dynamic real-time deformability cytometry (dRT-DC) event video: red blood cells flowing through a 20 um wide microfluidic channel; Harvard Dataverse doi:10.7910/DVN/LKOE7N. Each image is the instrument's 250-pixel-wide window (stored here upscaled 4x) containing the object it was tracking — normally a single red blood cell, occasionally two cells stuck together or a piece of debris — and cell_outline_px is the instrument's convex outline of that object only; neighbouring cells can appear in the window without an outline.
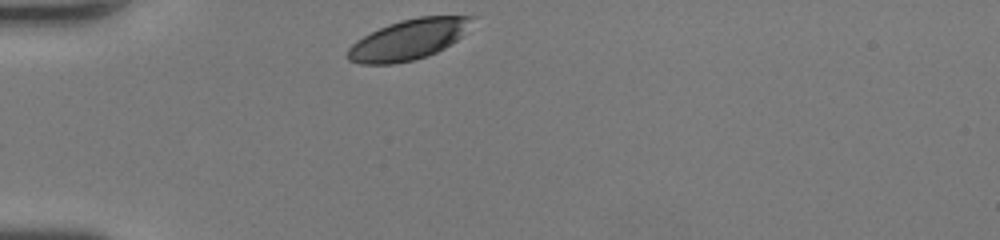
{"species": "human", "species_latin": "Homo sapiens", "temperature_condition": "room temperature", "stored_images_in_passage": 27, "camera_frame_rate_fps": 3000, "um_per_image_px": 0.085, "donor": {"sex": "female"}, "frame": {"image": 1, "passage_image": 1, "time_ms": 0.0, "image_size_px": [1000, 240], "cell_outline_px": [[476, 16], [460, 36], [456, 40], [444, 48], [436, 52], [412, 60], [392, 64], [360, 64], [348, 60], [348, 48], [356, 40], [388, 24], [400, 20], [420, 16]], "centroid_in_image_um": [34.68, 3.36], "position_along_channel_um": 50.3, "area_um2": 28.73}}
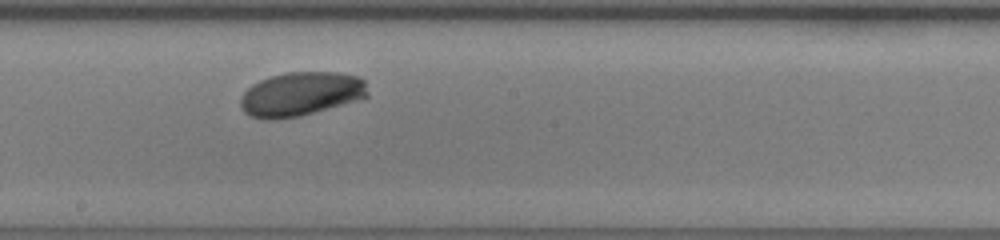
{"frame": {"image": 2, "passage_image": 15, "time_ms": 4.667, "image_size_px": [1000, 240], "cell_outline_px": [[368, 96], [356, 100], [300, 116], [272, 120], [264, 120], [248, 116], [240, 108], [240, 96], [252, 84], [260, 80], [272, 76], [288, 72], [340, 72], [360, 76], [364, 80], [368, 92]], "centroid_in_image_um": [25.54, 7.99], "position_along_channel_um": 222.7, "area_um2": 32.77}}
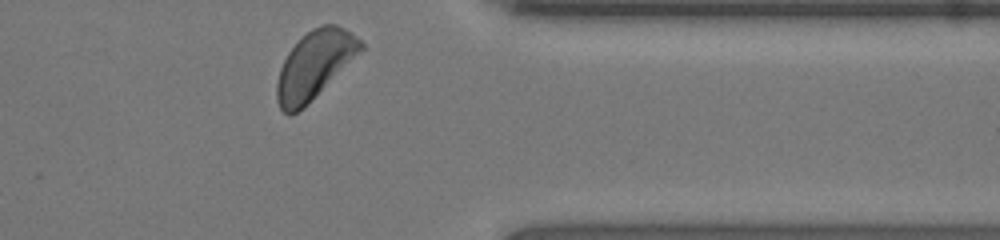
{"frame": {"image": 3, "passage_image": 27, "time_ms": 8.667, "image_size_px": [1000, 240], "cell_outline_px": [[364, 48], [304, 108], [288, 116], [280, 108], [276, 100], [276, 84], [280, 68], [288, 52], [312, 28], [324, 24], [336, 24], [352, 32], [364, 44]], "centroid_in_image_um": [26.72, 5.53], "position_along_channel_um": 384.7, "area_um2": 32.77}, "authors_computed_cell_mechanics": {"area_um2": 32.0212, "velocity_mm_per_s": 4.2255, "shape_relaxation_time_tau1_ms": 2.0331, "shape_relaxation_time_tau2_ms": null, "deformation_change_tau1": 0.1063, "deformation_change_tau2": null}}